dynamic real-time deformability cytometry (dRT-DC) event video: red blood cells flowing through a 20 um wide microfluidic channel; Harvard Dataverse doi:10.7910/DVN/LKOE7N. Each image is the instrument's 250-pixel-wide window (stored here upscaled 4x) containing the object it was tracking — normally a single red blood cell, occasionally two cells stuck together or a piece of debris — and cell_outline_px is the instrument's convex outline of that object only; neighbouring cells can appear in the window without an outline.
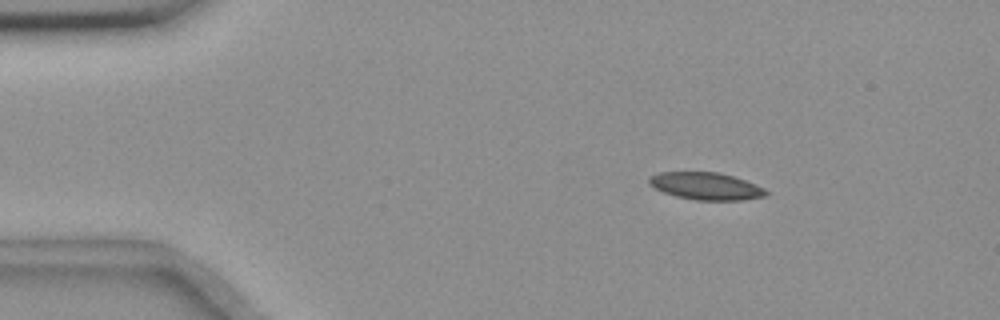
{"species": "common noctule bat (a hibernating species)", "species_latin": "Nyctalus noctula", "temperature_condition": "room temperature", "stored_images_in_passage": 48, "camera_frame_rate_fps": 3000, "um_per_image_px": 0.085, "animal": {"sex": "female", "body_mass_g": 18.4}, "frame": {"image": 1, "passage_image": 1, "time_ms": 0.0, "image_size_px": [1000, 320], "cell_outline_px": [[768, 192], [764, 196], [740, 200], [696, 200], [676, 196], [664, 192], [656, 188], [648, 180], [648, 176], [660, 172], [720, 172], [756, 184], [764, 188]], "centroid_in_image_um": [60.0, 15.81], "position_along_channel_um": 25.0, "area_um2": 18.38}}
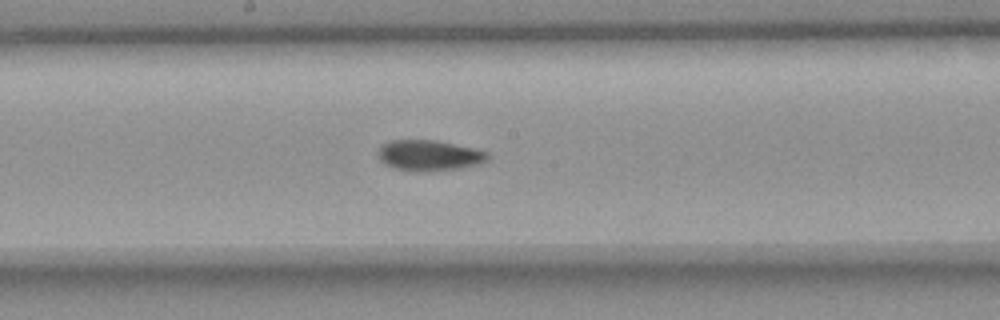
{"frame": {"image": 2, "passage_image": 22, "time_ms": 7.0, "image_size_px": [1000, 320], "cell_outline_px": [[488, 160], [480, 164], [460, 168], [428, 172], [416, 172], [392, 168], [384, 164], [376, 156], [376, 152], [380, 144], [388, 140], [436, 140], [476, 148], [488, 152]], "centroid_in_image_um": [36.43, 13.21], "position_along_channel_um": 211.8, "area_um2": 20.23}}
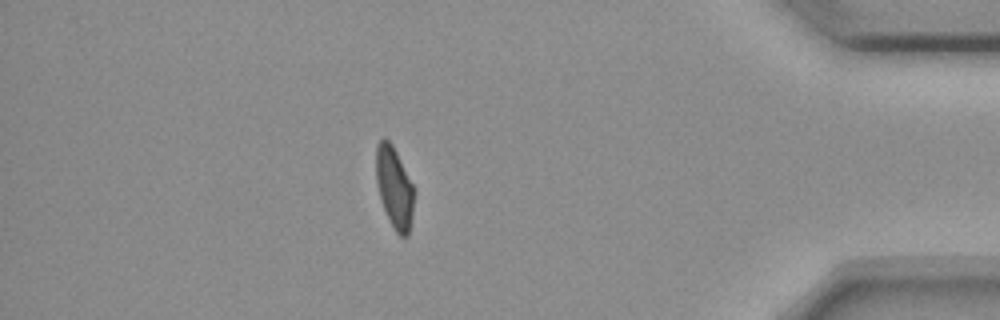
{"frame": {"image": 3, "passage_image": 41, "time_ms": 13.333, "image_size_px": [1000, 320], "cell_outline_px": [[416, 192], [408, 236], [400, 236], [396, 232], [380, 200], [376, 180], [376, 144], [384, 136], [392, 144]], "centroid_in_image_um": [33.52, 15.92], "position_along_channel_um": 401.7, "area_um2": 17.92}, "authors_computed_cell_mechanics": {"area_um2": 19.2185, "velocity_mm_per_s": 3.6585, "shape_relaxation_time_tau1_ms": 6.7957, "shape_relaxation_time_tau2_ms": 2.934, "deformation_change_tau1": 0.1678, "deformation_change_tau2": 0.0815}}